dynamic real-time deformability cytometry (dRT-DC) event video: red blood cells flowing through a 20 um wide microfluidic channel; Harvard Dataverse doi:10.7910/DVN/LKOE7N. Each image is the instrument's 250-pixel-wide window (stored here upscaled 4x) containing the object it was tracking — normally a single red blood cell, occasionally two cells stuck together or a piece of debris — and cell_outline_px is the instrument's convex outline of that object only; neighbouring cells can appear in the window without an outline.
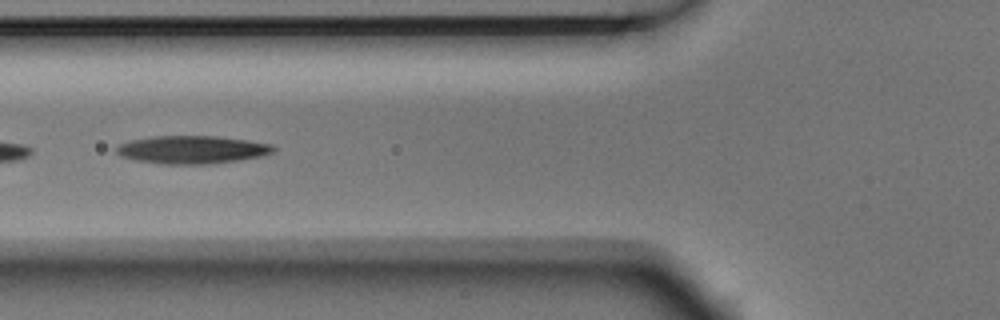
{"species": "Egyptian fruit bat (a non-hibernating species)", "species_latin": "Rousettus aegyptiacus", "temperature_condition": "room temperature", "stored_images_in_passage": 6, "camera_frame_rate_fps": 3000, "um_per_image_px": 0.085, "animal": {"sex": "male"}, "frame": {"image": 1, "passage_image": 4, "time_ms": 1.0, "image_size_px": [1000, 320], "cell_outline_px": [[276, 148], [272, 152], [260, 156], [236, 160], [208, 164], [160, 164], [132, 160], [120, 156], [116, 152], [116, 148], [120, 144], [132, 140], [152, 136], [216, 136], [248, 140], [272, 144]], "centroid_in_image_um": [16.28, 12.72], "position_along_channel_um": 109.5, "area_um2": 25.55}}
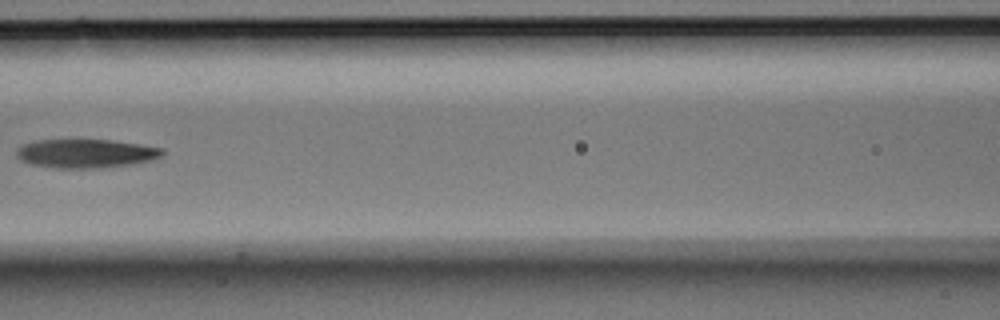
{"frame": {"image": 2, "passage_image": 5, "time_ms": 1.333, "image_size_px": [1000, 320], "cell_outline_px": [[164, 152], [160, 156], [152, 160], [132, 164], [100, 168], [56, 168], [28, 164], [20, 160], [16, 156], [16, 148], [20, 144], [36, 140], [112, 140], [140, 144], [164, 148]], "centroid_in_image_um": [7.25, 13.04], "position_along_channel_um": 159.4, "area_um2": 24.74}}
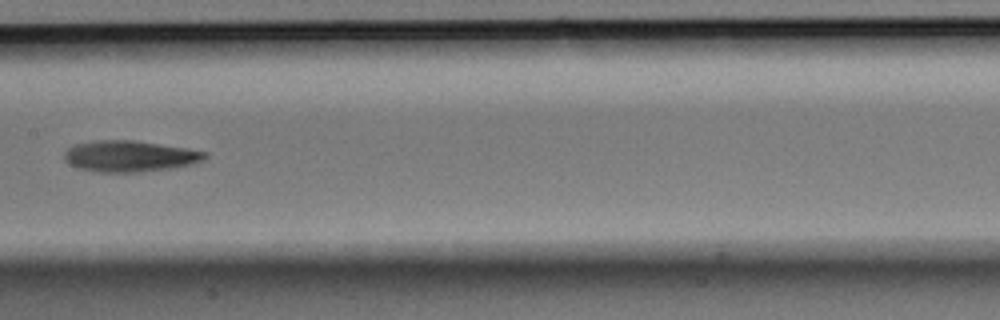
{"frame": {"image": 3, "passage_image": 6, "time_ms": 1.667, "image_size_px": [1000, 320], "cell_outline_px": [[208, 156], [204, 160], [192, 164], [172, 168], [136, 172], [96, 172], [80, 168], [68, 164], [64, 160], [64, 152], [68, 148], [76, 144], [100, 140], [132, 140], [160, 144], [208, 152]], "centroid_in_image_um": [11.02, 13.28], "position_along_channel_um": 196.4, "area_um2": 25.43}}